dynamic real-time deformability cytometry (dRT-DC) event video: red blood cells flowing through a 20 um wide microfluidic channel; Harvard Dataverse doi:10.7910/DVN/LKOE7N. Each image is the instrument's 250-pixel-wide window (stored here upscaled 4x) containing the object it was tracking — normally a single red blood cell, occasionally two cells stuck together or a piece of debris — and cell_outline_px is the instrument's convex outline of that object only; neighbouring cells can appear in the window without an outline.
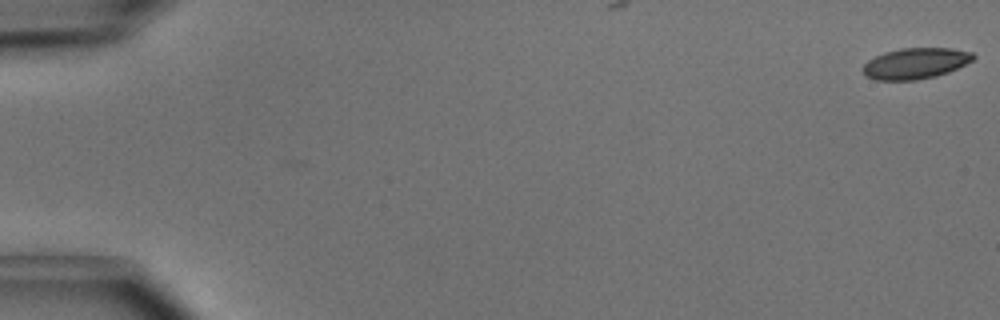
{"species": "common noctule bat (a hibernating species)", "species_latin": "Nyctalus noctula", "temperature_condition": "cold", "stored_images_in_passage": 8, "camera_frame_rate_fps": 3000, "um_per_image_px": 0.085, "animal": {"sex": "male", "body_mass_g": 15.6}, "frame": {"image": 1, "passage_image": 1, "time_ms": 0.0, "image_size_px": [1000, 320], "cell_outline_px": [[976, 56], [972, 60], [948, 72], [936, 76], [916, 80], [876, 80], [864, 76], [860, 68], [868, 60], [884, 52], [904, 48], [952, 48], [972, 52]], "centroid_in_image_um": [77.77, 5.39], "position_along_channel_um": 7.2, "area_um2": 19.94}}